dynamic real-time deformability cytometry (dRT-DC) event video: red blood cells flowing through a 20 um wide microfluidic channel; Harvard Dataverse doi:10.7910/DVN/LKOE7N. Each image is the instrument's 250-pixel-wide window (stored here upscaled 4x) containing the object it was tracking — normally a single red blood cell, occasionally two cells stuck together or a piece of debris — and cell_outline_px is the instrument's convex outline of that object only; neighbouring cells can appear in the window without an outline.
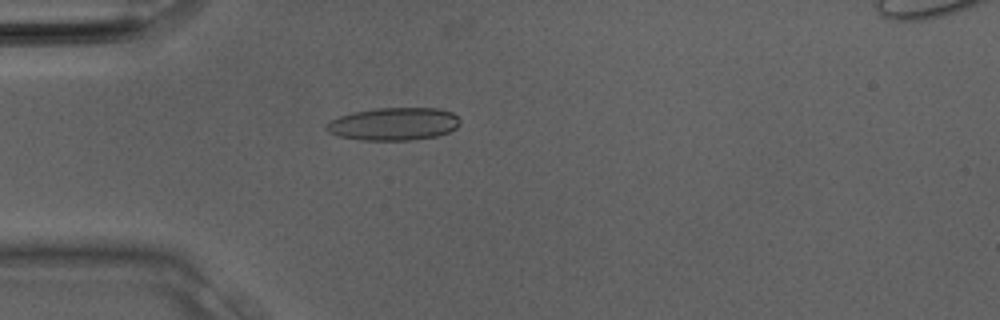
{"species": "Egyptian fruit bat (a non-hibernating species)", "species_latin": "Rousettus aegyptiacus", "temperature_condition": "room temperature", "stored_images_in_passage": 31, "camera_frame_rate_fps": 3000, "um_per_image_px": 0.085, "animal": {"sex": "male"}, "frame": {"image": 1, "passage_image": 9, "time_ms": 2.667, "image_size_px": [1000, 320], "cell_outline_px": [[460, 124], [456, 128], [448, 132], [436, 136], [408, 140], [360, 140], [340, 136], [328, 132], [324, 128], [324, 124], [328, 120], [340, 116], [356, 112], [376, 108], [440, 108], [452, 112], [460, 120]], "centroid_in_image_um": [33.45, 10.53], "position_along_channel_um": 51.6, "area_um2": 25.55}}
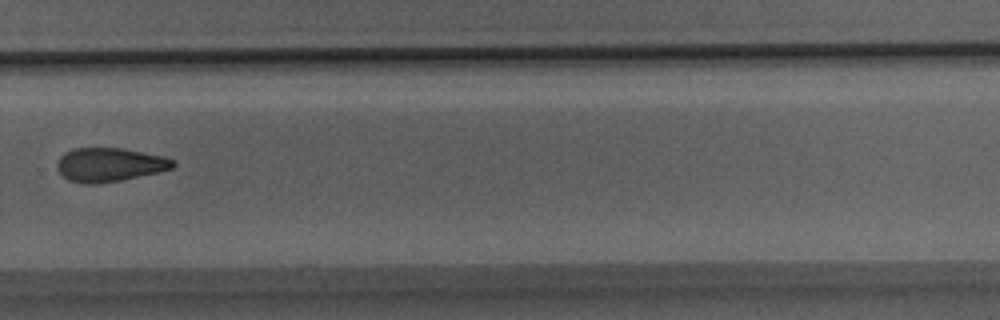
{"frame": {"image": 2, "passage_image": 22, "time_ms": 7.0, "image_size_px": [1000, 320], "cell_outline_px": [[176, 164], [172, 168], [156, 172], [120, 180], [96, 184], [88, 184], [68, 180], [56, 168], [56, 164], [60, 156], [64, 152], [72, 148], [120, 148], [164, 156], [172, 160]], "centroid_in_image_um": [9.26, 13.99], "position_along_channel_um": 320.5, "area_um2": 22.6}}
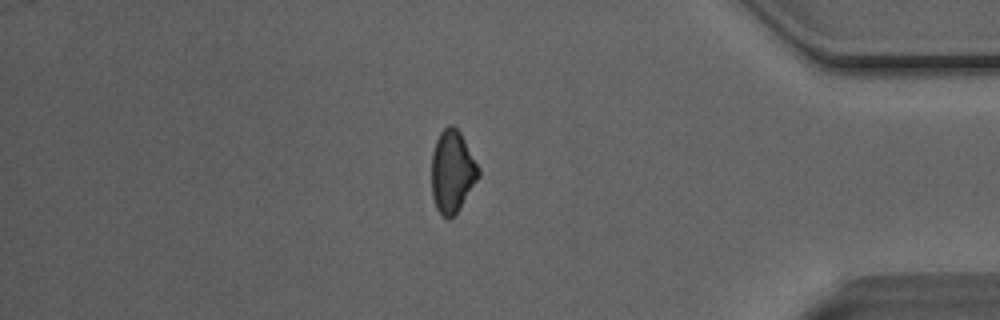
{"frame": {"image": 3, "passage_image": 27, "time_ms": 8.667, "image_size_px": [1000, 320], "cell_outline_px": [[480, 176], [460, 208], [448, 220], [440, 216], [436, 208], [432, 196], [432, 152], [436, 140], [440, 132], [448, 124], [452, 124], [460, 132], [480, 168]], "centroid_in_image_um": [38.44, 14.59], "position_along_channel_um": 396.8, "area_um2": 22.66}}